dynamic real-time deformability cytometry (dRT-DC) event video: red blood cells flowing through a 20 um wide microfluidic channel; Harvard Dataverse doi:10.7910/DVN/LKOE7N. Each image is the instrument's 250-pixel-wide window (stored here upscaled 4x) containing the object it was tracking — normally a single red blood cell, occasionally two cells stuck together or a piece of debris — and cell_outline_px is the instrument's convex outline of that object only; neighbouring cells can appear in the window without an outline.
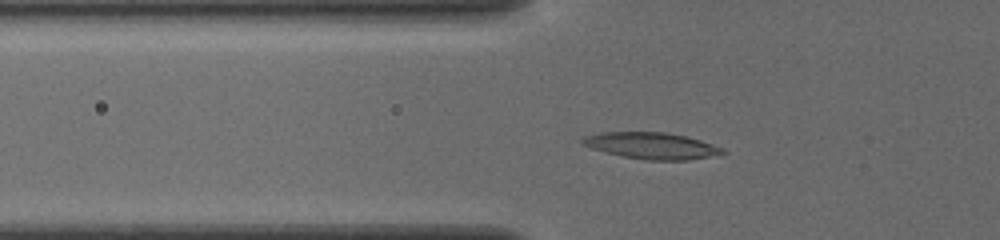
{"species": "common noctule bat (a hibernating species)", "species_latin": "Nyctalus noctula", "temperature_condition": "cold", "stored_images_in_passage": 48, "camera_frame_rate_fps": 3000, "um_per_image_px": 0.085, "animal": {"sex": "female", "body_mass_g": 19.5, "forearm_length_mm": 54.1}, "frame": {"image": 1, "passage_image": 14, "time_ms": 4.333, "image_size_px": [1000, 240], "cell_outline_px": [[728, 152], [688, 160], [644, 160], [624, 156], [592, 148], [580, 144], [580, 140], [584, 136], [600, 132], [664, 132], [688, 136], [724, 148]], "centroid_in_image_um": [55.38, 12.37], "position_along_channel_um": 70.4, "area_um2": 21.56}}
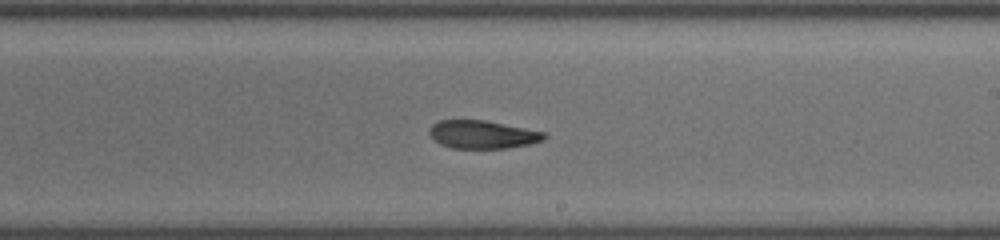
{"frame": {"image": 2, "passage_image": 28, "time_ms": 9.0, "image_size_px": [1000, 240], "cell_outline_px": [[548, 136], [544, 140], [532, 144], [508, 148], [452, 148], [440, 144], [432, 140], [428, 132], [428, 128], [432, 124], [440, 120], [484, 120], [544, 132]], "centroid_in_image_um": [40.98, 11.44], "position_along_channel_um": 248.0, "area_um2": 18.96}}
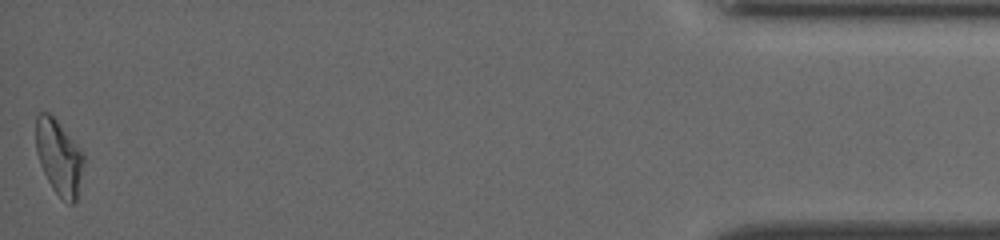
{"frame": {"image": 3, "passage_image": 48, "time_ms": 15.667, "image_size_px": [1000, 240], "cell_outline_px": [[84, 164], [76, 200], [72, 204], [68, 204], [52, 188], [40, 164], [36, 152], [36, 116], [40, 112], [48, 112], [56, 120], [84, 156]], "centroid_in_image_um": [4.99, 13.38], "position_along_channel_um": 430.2, "area_um2": 20.35}, "authors_computed_cell_mechanics": {"area_um2": 20.0855, "velocity_mm_per_s": 3.884, "shape_relaxation_time_tau1_ms": null, "shape_relaxation_time_tau2_ms": 1.7082, "deformation_change_tau1": null, "deformation_change_tau2": 0.0858}}